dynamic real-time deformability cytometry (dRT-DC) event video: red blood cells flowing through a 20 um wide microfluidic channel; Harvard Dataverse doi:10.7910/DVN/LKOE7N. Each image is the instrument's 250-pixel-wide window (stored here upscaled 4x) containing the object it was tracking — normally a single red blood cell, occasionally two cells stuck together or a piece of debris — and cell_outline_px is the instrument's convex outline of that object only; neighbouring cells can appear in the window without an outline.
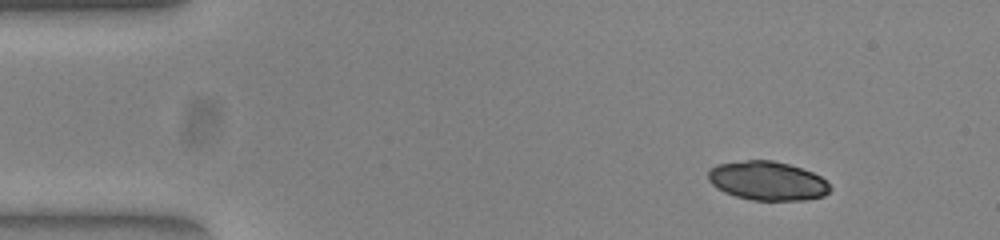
{"species": "common noctule bat (a hibernating species)", "species_latin": "Nyctalus noctula", "temperature_condition": "warm", "stored_images_in_passage": 47, "camera_frame_rate_fps": 3000, "um_per_image_px": 0.085, "animal": {"sex": "female", "body_mass_g": 23.0, "forearm_length_mm": 53.4}, "frame": {"image": 1, "passage_image": 1, "time_ms": 0.0, "image_size_px": [1000, 240], "cell_outline_px": [[832, 188], [824, 196], [808, 200], [752, 200], [736, 196], [724, 192], [716, 188], [708, 180], [708, 172], [716, 164], [748, 160], [772, 160], [788, 164], [812, 172], [820, 176]], "centroid_in_image_um": [65.23, 15.38], "position_along_channel_um": 19.8, "area_um2": 27.63}}
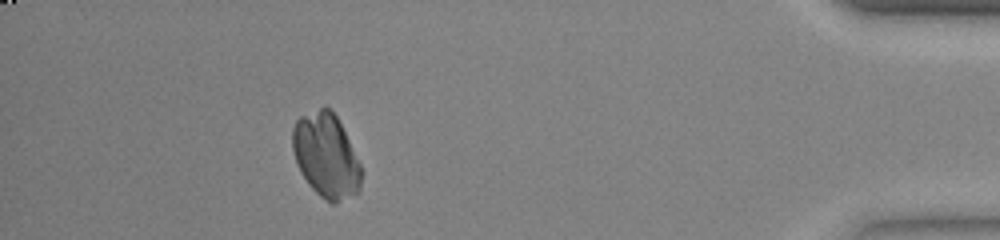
{"frame": {"image": 2, "passage_image": 42, "time_ms": 13.667, "image_size_px": [1000, 240], "cell_outline_px": [[360, 192], [336, 204], [332, 204], [320, 196], [308, 184], [300, 172], [296, 164], [292, 148], [292, 128], [296, 120], [300, 116], [324, 104], [336, 116], [360, 164]], "centroid_in_image_um": [27.68, 13.23], "position_along_channel_um": 407.5, "area_um2": 33.81}}